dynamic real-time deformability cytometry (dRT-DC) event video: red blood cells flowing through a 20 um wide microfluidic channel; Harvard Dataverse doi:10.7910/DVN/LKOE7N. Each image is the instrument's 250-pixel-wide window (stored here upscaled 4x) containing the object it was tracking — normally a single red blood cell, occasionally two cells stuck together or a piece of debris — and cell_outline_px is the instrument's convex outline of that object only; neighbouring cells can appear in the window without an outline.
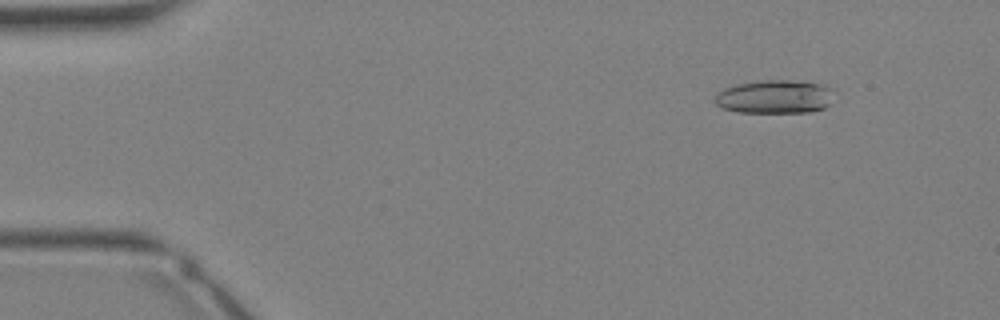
{"species": "Egyptian fruit bat (a non-hibernating species)", "species_latin": "Rousettus aegyptiacus", "temperature_condition": "warm", "stored_images_in_passage": 32, "camera_frame_rate_fps": 3000, "um_per_image_px": 0.085, "animal": {"sex": "female"}, "frame": {"image": 1, "passage_image": 2, "time_ms": 0.333, "image_size_px": [1000, 320], "cell_outline_px": [[832, 88], [828, 104], [824, 108], [808, 112], [740, 112], [720, 108], [716, 104], [716, 96], [724, 88], [736, 84], [760, 80], [788, 80], [820, 84]], "centroid_in_image_um": [65.81, 8.22], "position_along_channel_um": 19.2, "area_um2": 22.95}}
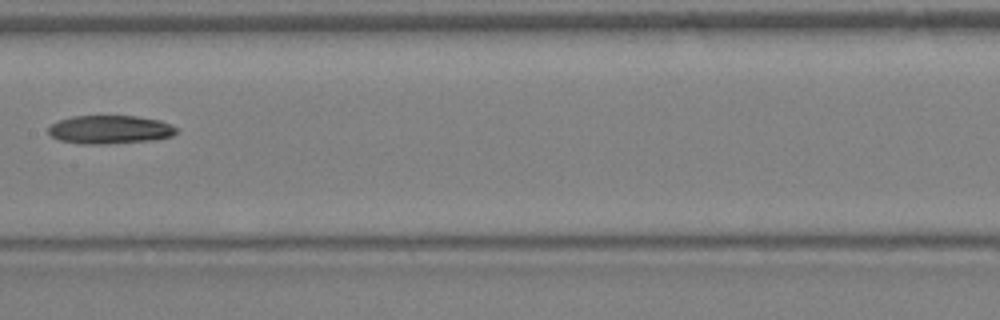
{"frame": {"image": 2, "passage_image": 16, "time_ms": 5.0, "image_size_px": [1000, 320], "cell_outline_px": [[180, 132], [172, 136], [152, 140], [108, 144], [80, 144], [60, 140], [52, 136], [48, 132], [48, 128], [52, 124], [60, 120], [72, 116], [136, 116], [160, 120], [176, 128]], "centroid_in_image_um": [9.35, 11.02], "position_along_channel_um": 198.0, "area_um2": 21.21}}
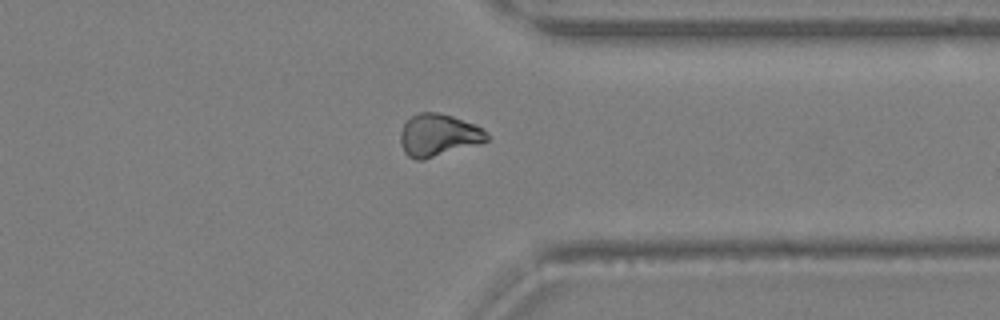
{"frame": {"image": 3, "passage_image": 25, "time_ms": 8.0, "image_size_px": [1000, 320], "cell_outline_px": [[492, 136], [488, 140], [480, 144], [424, 160], [416, 160], [408, 156], [404, 152], [400, 144], [400, 132], [404, 124], [412, 116], [420, 112], [436, 112], [452, 116], [476, 124], [488, 132]], "centroid_in_image_um": [37.3, 11.5], "position_along_channel_um": 374.1, "area_um2": 21.68}}